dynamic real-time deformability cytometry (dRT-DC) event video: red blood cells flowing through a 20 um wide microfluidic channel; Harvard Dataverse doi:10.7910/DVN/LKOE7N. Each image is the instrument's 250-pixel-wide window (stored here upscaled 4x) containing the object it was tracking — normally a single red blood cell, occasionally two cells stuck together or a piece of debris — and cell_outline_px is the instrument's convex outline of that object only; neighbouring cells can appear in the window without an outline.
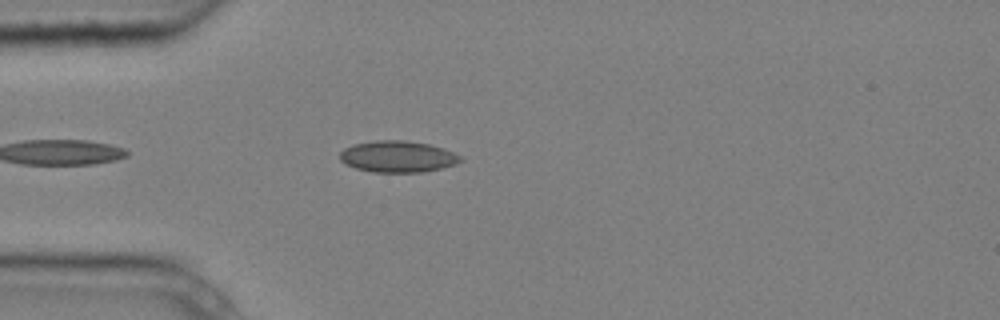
{"species": "common noctule bat (a hibernating species)", "species_latin": "Nyctalus noctula", "temperature_condition": "cold", "stored_images_in_passage": 6, "camera_frame_rate_fps": 3000, "um_per_image_px": 0.085, "animal": {"sex": "male", "body_mass_g": 20.4}, "frame": {"image": 1, "passage_image": 4, "time_ms": 1.0, "image_size_px": [1000, 320], "cell_outline_px": [[464, 160], [456, 164], [440, 168], [420, 172], [372, 172], [356, 168], [344, 164], [340, 160], [340, 152], [344, 148], [352, 144], [376, 140], [404, 140], [428, 144], [444, 148], [460, 156]], "centroid_in_image_um": [33.78, 13.3], "position_along_channel_um": 51.2, "area_um2": 22.14}}
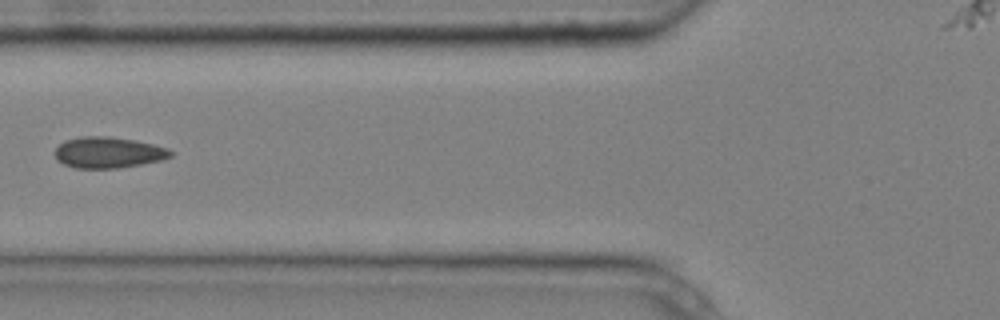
{"frame": {"image": 2, "passage_image": 6, "time_ms": 1.667, "image_size_px": [1000, 320], "cell_outline_px": [[176, 152], [172, 156], [160, 160], [140, 164], [116, 168], [76, 168], [64, 164], [56, 160], [56, 148], [64, 140], [80, 136], [108, 136], [132, 140], [152, 144], [168, 148]], "centroid_in_image_um": [9.2, 12.95], "position_along_channel_um": 116.6, "area_um2": 20.87}}